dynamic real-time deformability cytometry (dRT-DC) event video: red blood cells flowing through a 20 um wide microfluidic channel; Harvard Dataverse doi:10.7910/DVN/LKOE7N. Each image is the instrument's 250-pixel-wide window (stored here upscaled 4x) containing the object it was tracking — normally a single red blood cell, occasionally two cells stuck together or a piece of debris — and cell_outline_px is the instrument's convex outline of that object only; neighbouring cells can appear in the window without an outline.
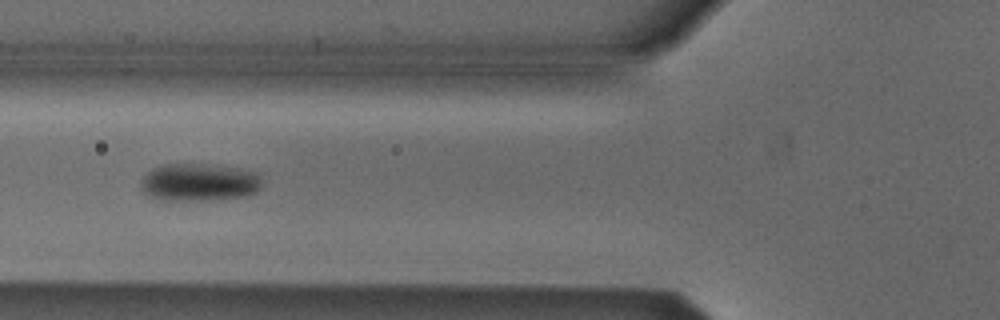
{"species": "Egyptian fruit bat (a non-hibernating species)", "species_latin": "Rousettus aegyptiacus", "temperature_condition": "cold", "stored_images_in_passage": 7, "camera_frame_rate_fps": 3000, "um_per_image_px": 0.085, "animal": {"sex": "male"}, "frame": {"image": 1, "passage_image": 4, "time_ms": 1.0, "image_size_px": [1000, 320], "cell_outline_px": [[260, 188], [256, 192], [248, 196], [176, 200], [164, 200], [152, 196], [144, 192], [140, 188], [140, 184], [144, 176], [152, 168], [164, 164], [204, 164], [240, 168], [256, 172], [260, 180]], "centroid_in_image_um": [16.91, 15.47], "position_along_channel_um": 108.9, "area_um2": 26.07}}
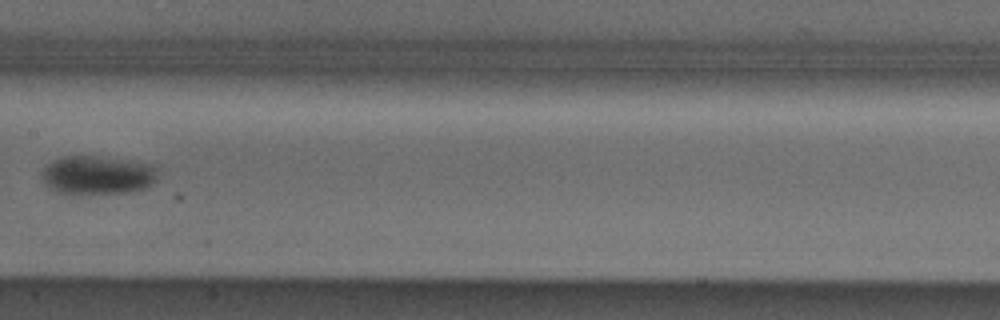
{"frame": {"image": 2, "passage_image": 6, "time_ms": 1.667, "image_size_px": [1000, 320], "cell_outline_px": [[156, 180], [148, 188], [136, 192], [80, 196], [56, 192], [48, 188], [44, 184], [40, 176], [44, 168], [48, 164], [64, 156], [96, 156], [156, 164]], "centroid_in_image_um": [8.29, 14.94], "position_along_channel_um": 199.1, "area_um2": 27.11}}
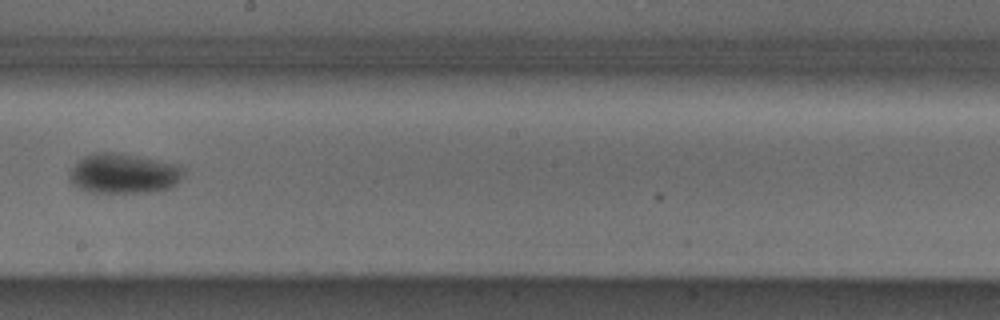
{"frame": {"image": 3, "passage_image": 7, "time_ms": 2.0, "image_size_px": [1000, 320], "cell_outline_px": [[184, 176], [172, 188], [160, 192], [84, 192], [76, 188], [68, 180], [68, 176], [72, 168], [84, 156], [92, 152], [112, 152], [136, 156], [180, 164], [184, 168]], "centroid_in_image_um": [10.53, 14.77], "position_along_channel_um": 237.7, "area_um2": 27.05}}